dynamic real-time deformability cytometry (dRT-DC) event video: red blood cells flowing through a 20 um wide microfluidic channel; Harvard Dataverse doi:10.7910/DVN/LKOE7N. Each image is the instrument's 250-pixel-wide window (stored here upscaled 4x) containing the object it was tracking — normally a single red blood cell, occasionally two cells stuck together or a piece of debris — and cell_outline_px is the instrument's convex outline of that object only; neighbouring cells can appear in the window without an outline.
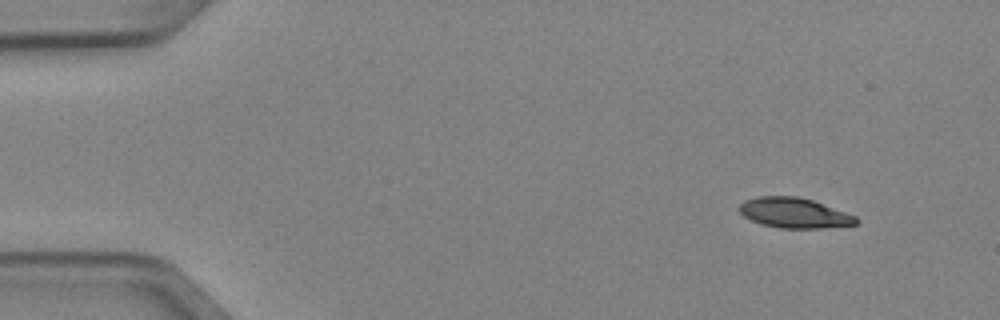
{"species": "Egyptian fruit bat (a non-hibernating species)", "species_latin": "Rousettus aegyptiacus", "temperature_condition": "cold", "stored_images_in_passage": 5, "camera_frame_rate_fps": 3000, "um_per_image_px": 0.085, "animal": {"sex": "female"}, "frame": {"image": 1, "passage_image": 1, "time_ms": 0.0, "image_size_px": [1000, 320], "cell_outline_px": [[860, 220], [856, 224], [820, 228], [780, 228], [764, 224], [752, 220], [744, 216], [740, 212], [740, 204], [744, 200], [756, 196], [796, 196], [812, 200], [856, 216]], "centroid_in_image_um": [67.51, 18.09], "position_along_channel_um": 17.5, "area_um2": 20.29}}
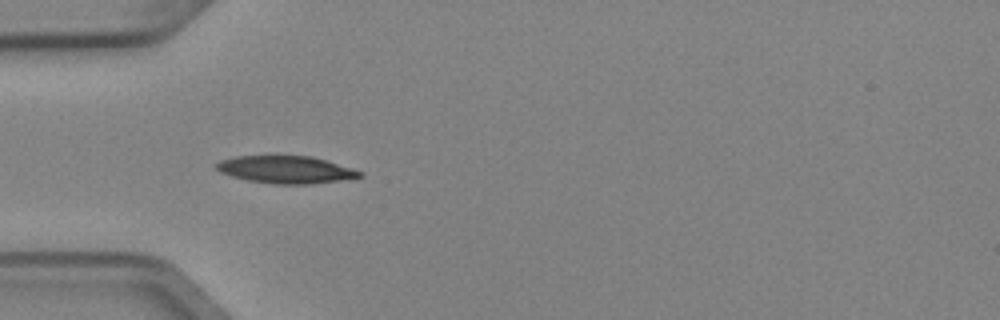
{"frame": {"image": 2, "passage_image": 4, "time_ms": 1.0, "image_size_px": [1000, 320], "cell_outline_px": [[364, 176], [348, 180], [312, 184], [272, 184], [248, 180], [232, 176], [220, 172], [212, 168], [212, 164], [220, 160], [236, 156], [312, 156], [352, 168], [364, 172]], "centroid_in_image_um": [24.3, 14.42], "position_along_channel_um": 60.7, "area_um2": 23.29}}
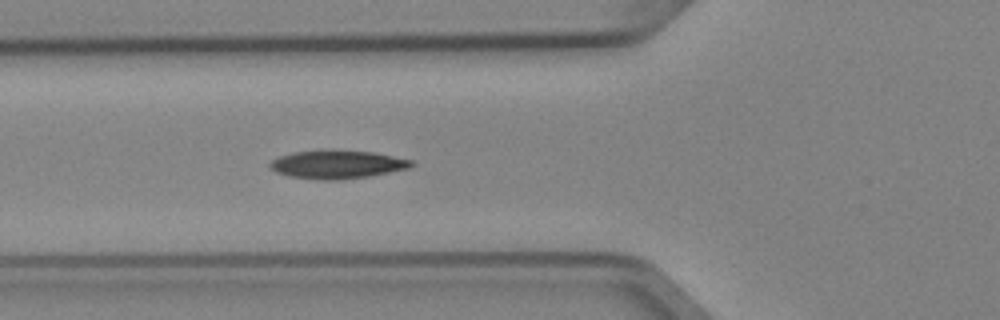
{"frame": {"image": 3, "passage_image": 5, "time_ms": 1.333, "image_size_px": [1000, 320], "cell_outline_px": [[416, 164], [412, 168], [368, 176], [340, 180], [324, 180], [288, 176], [276, 172], [268, 164], [272, 160], [280, 156], [292, 152], [372, 152], [412, 160]], "centroid_in_image_um": [28.7, 14.01], "position_along_channel_um": 97.1, "area_um2": 22.6}}